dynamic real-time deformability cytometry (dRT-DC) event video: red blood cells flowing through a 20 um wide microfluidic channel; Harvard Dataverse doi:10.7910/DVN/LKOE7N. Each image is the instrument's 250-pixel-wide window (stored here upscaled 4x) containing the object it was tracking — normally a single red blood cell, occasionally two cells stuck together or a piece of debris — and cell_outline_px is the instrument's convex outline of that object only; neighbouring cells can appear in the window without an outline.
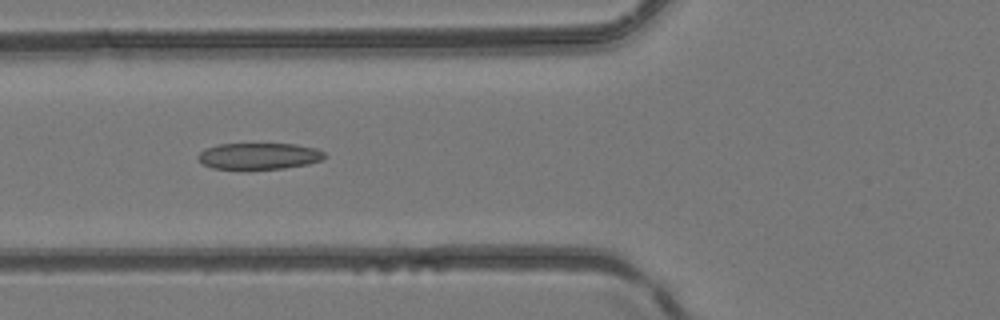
{"species": "common noctule bat (a hibernating species)", "species_latin": "Nyctalus noctula", "temperature_condition": "room temperature", "stored_images_in_passage": 5, "camera_frame_rate_fps": 3000, "um_per_image_px": 0.085, "animal": {"sex": "female", "body_mass_g": 24.6, "forearm_length_mm": 56.2}, "frame": {"image": 1, "passage_image": 4, "time_ms": 1.0, "image_size_px": [1000, 320], "cell_outline_px": [[324, 156], [320, 160], [308, 164], [284, 168], [212, 168], [204, 164], [196, 156], [204, 148], [220, 144], [296, 144], [316, 148], [324, 152]], "centroid_in_image_um": [22.0, 13.25], "position_along_channel_um": 103.8, "area_um2": 19.13}}
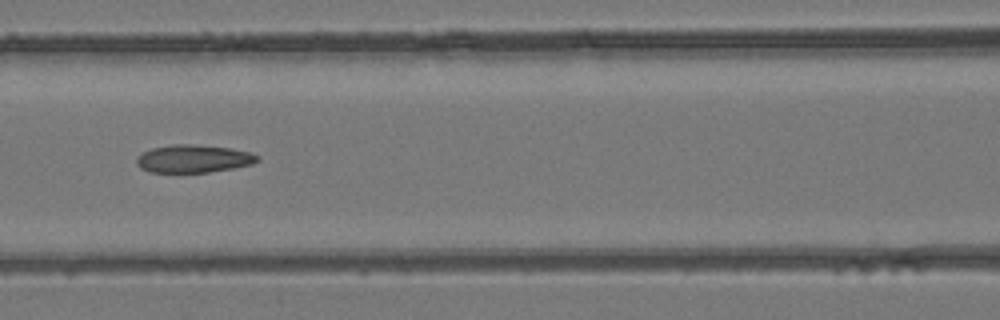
{"frame": {"image": 2, "passage_image": 5, "time_ms": 1.333, "image_size_px": [1000, 320], "cell_outline_px": [[260, 160], [252, 164], [232, 168], [208, 172], [152, 172], [140, 168], [136, 164], [136, 156], [152, 148], [172, 144], [192, 144], [228, 148], [252, 152], [260, 156]], "centroid_in_image_um": [16.45, 13.48], "position_along_channel_um": 150.1, "area_um2": 19.59}}